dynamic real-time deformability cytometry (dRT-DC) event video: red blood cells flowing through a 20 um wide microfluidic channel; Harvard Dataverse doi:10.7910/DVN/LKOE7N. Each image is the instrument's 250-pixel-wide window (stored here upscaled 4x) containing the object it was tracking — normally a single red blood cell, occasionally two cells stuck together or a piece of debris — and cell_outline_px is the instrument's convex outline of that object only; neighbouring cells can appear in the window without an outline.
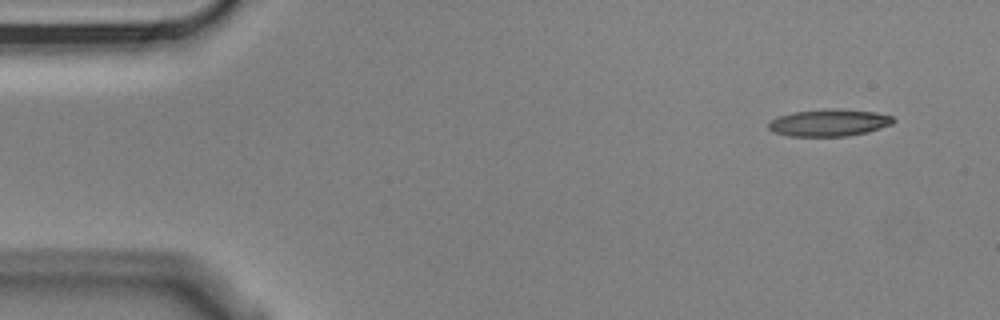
{"species": "Egyptian fruit bat (a non-hibernating species)", "species_latin": "Rousettus aegyptiacus", "temperature_condition": "cold", "stored_images_in_passage": 4, "camera_frame_rate_fps": 3000, "um_per_image_px": 0.085, "animal": {"sex": "male"}, "frame": {"image": 1, "passage_image": 1, "time_ms": 0.0, "image_size_px": [1000, 320], "cell_outline_px": [[896, 120], [892, 124], [868, 132], [848, 136], [788, 136], [772, 132], [768, 128], [768, 124], [772, 120], [780, 116], [792, 112], [832, 108], [876, 112], [892, 116]], "centroid_in_image_um": [70.48, 10.43], "position_along_channel_um": 14.5, "area_um2": 19.71}}
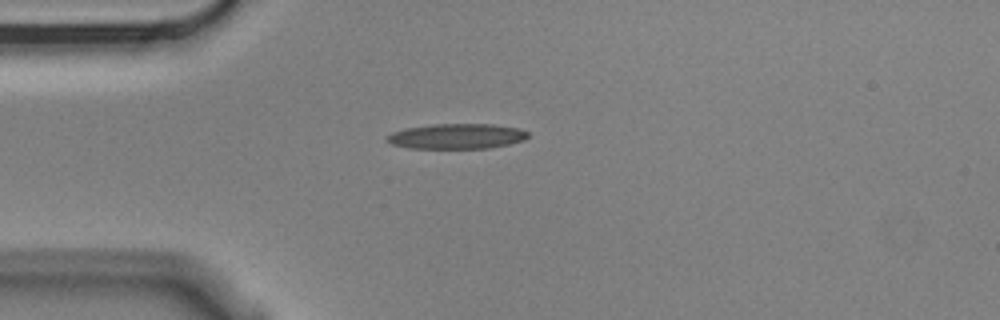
{"frame": {"image": 2, "passage_image": 4, "time_ms": 1.0, "image_size_px": [1000, 320], "cell_outline_px": [[528, 136], [524, 140], [508, 144], [488, 148], [408, 148], [392, 144], [384, 140], [392, 132], [404, 128], [432, 124], [492, 124], [520, 128], [528, 132]], "centroid_in_image_um": [38.81, 11.57], "position_along_channel_um": 46.2, "area_um2": 20.75}}